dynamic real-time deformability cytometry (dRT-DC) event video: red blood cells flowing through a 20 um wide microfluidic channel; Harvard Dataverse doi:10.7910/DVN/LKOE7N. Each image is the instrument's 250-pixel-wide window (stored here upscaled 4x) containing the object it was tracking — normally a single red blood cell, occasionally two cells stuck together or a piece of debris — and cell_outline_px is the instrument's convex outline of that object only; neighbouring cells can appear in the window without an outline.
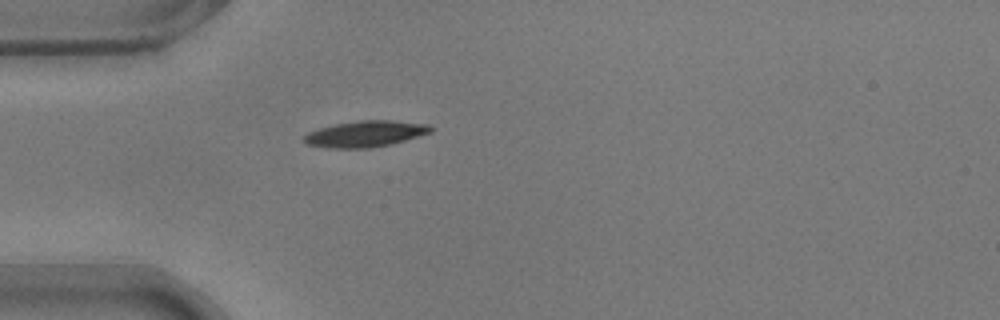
{"species": "common noctule bat (a hibernating species)", "species_latin": "Nyctalus noctula", "temperature_condition": "warm", "stored_images_in_passage": 39, "camera_frame_rate_fps": 3000, "um_per_image_px": 0.085, "animal": {"sex": "male", "body_mass_g": 17.9}, "frame": {"image": 1, "passage_image": 1, "time_ms": 0.0, "image_size_px": [1000, 320], "cell_outline_px": [[432, 132], [404, 140], [388, 144], [368, 148], [328, 148], [308, 144], [304, 140], [304, 136], [308, 132], [320, 128], [336, 124], [360, 120], [392, 120], [428, 124], [432, 128]], "centroid_in_image_um": [31.06, 11.37], "position_along_channel_um": 53.9, "area_um2": 19.02}}
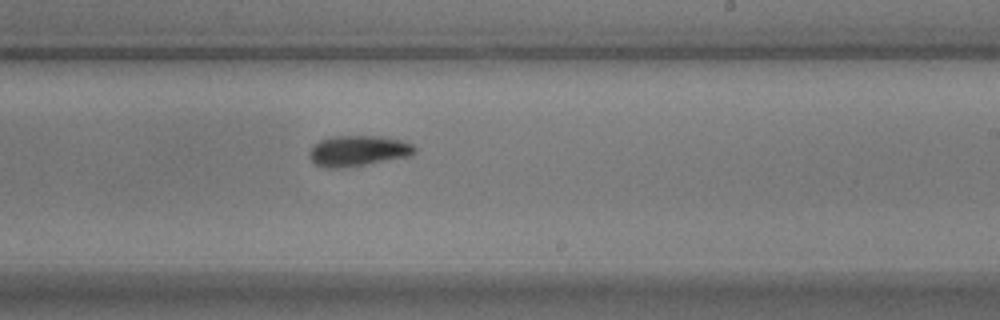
{"frame": {"image": 2, "passage_image": 18, "time_ms": 5.667, "image_size_px": [1000, 320], "cell_outline_px": [[416, 152], [412, 156], [340, 168], [324, 168], [312, 164], [308, 156], [308, 152], [320, 140], [328, 136], [380, 136], [400, 140], [412, 144], [416, 148]], "centroid_in_image_um": [30.4, 12.82], "position_along_channel_um": 258.6, "area_um2": 18.96}}
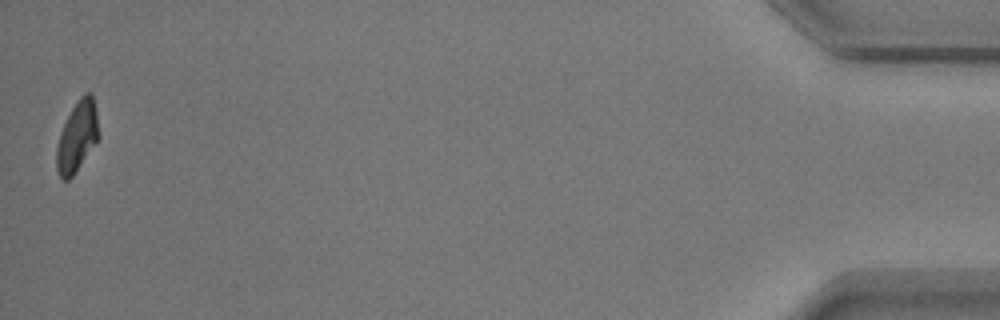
{"frame": {"image": 3, "passage_image": 39, "time_ms": 12.667, "image_size_px": [1000, 320], "cell_outline_px": [[100, 136], [72, 176], [68, 180], [64, 180], [60, 176], [56, 168], [56, 148], [60, 132], [76, 100], [84, 92], [92, 92], [96, 112]], "centroid_in_image_um": [6.56, 11.56], "position_along_channel_um": 428.6, "area_um2": 17.17}, "authors_computed_cell_mechanics": {"area_um2": 18.6116, "velocity_mm_per_s": 3.7309, "shape_relaxation_time_tau1_ms": 3.607, "shape_relaxation_time_tau2_ms": 3.4606, "deformation_change_tau1": 0.1567, "deformation_change_tau2": 0.0897}}